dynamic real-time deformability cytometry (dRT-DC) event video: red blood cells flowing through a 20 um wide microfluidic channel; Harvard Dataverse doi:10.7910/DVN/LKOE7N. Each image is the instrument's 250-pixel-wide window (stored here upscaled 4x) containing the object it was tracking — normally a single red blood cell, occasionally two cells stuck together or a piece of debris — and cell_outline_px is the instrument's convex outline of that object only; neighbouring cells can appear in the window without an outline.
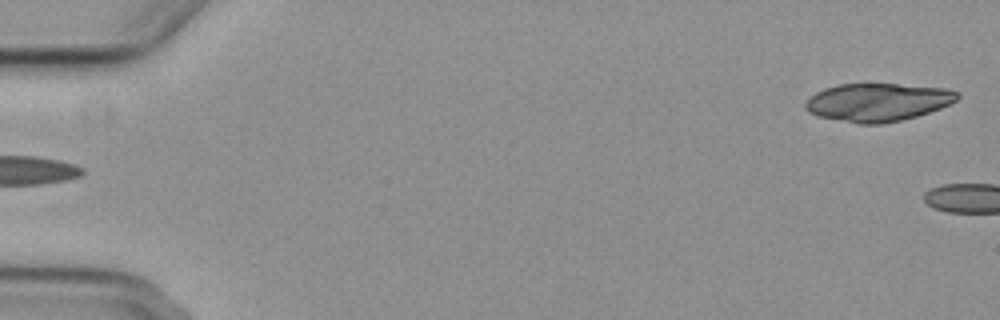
{"species": "common noctule bat (a hibernating species)", "species_latin": "Nyctalus noctula", "temperature_condition": "cold", "stored_images_in_passage": 4, "segment_of_instrument_passage": [2, 2], "camera_frame_rate_fps": 3000, "um_per_image_px": 0.085, "animal": {"sex": "female", "body_mass_g": 29.2, "forearm_length_mm": 56.3}, "frame": {"image": 1, "passage_image": 4, "time_ms": 4.667, "image_size_px": [1000, 320], "cell_outline_px": [[960, 96], [956, 100], [940, 108], [916, 116], [900, 120], [880, 124], [860, 124], [816, 116], [808, 112], [804, 108], [804, 104], [816, 92], [824, 88], [840, 84], [896, 84], [948, 88], [960, 92]], "centroid_in_image_um": [74.6, 8.68], "position_along_channel_um": 10.4, "area_um2": 33.64}}